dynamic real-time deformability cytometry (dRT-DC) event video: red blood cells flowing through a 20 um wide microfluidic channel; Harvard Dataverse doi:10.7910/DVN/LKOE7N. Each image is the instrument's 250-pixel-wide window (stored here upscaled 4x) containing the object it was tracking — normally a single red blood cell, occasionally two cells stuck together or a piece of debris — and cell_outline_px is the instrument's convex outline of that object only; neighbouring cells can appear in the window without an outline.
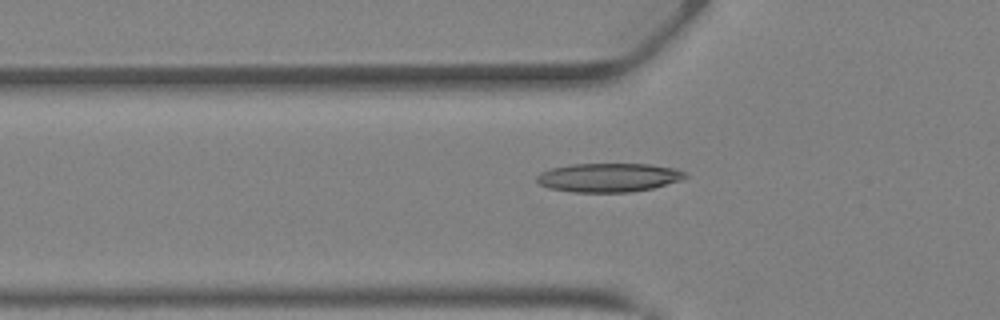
{"species": "Egyptian fruit bat (a non-hibernating species)", "species_latin": "Rousettus aegyptiacus", "temperature_condition": "warm", "stored_images_in_passage": 41, "camera_frame_rate_fps": 3000, "um_per_image_px": 0.085, "animal": {"sex": "female"}, "frame": {"image": 1, "passage_image": 15, "time_ms": 4.667, "image_size_px": [1000, 320], "cell_outline_px": [[688, 176], [680, 180], [652, 188], [632, 192], [572, 192], [548, 188], [540, 184], [536, 180], [536, 176], [540, 172], [552, 168], [572, 164], [652, 164], [676, 168], [684, 172]], "centroid_in_image_um": [51.72, 15.09], "position_along_channel_um": 74.1, "area_um2": 24.97}}
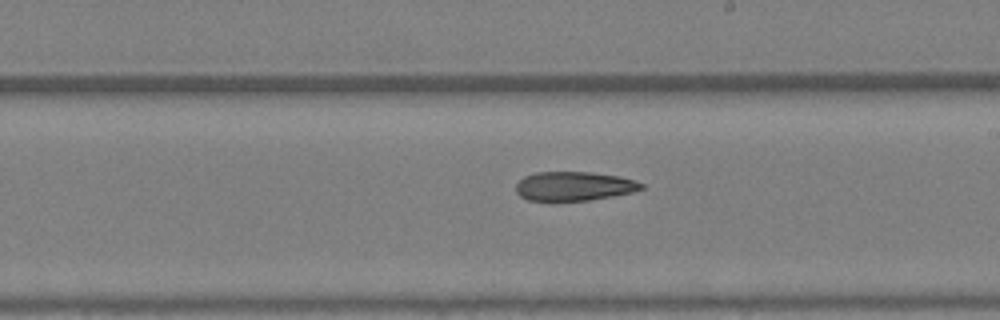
{"frame": {"image": 2, "passage_image": 25, "time_ms": 8.0, "image_size_px": [1000, 320], "cell_outline_px": [[644, 188], [632, 192], [612, 196], [588, 200], [552, 204], [528, 200], [520, 196], [516, 192], [516, 184], [524, 176], [536, 172], [592, 172], [620, 176], [636, 180], [644, 184]], "centroid_in_image_um": [48.75, 15.86], "position_along_channel_um": 240.3, "area_um2": 22.08}}
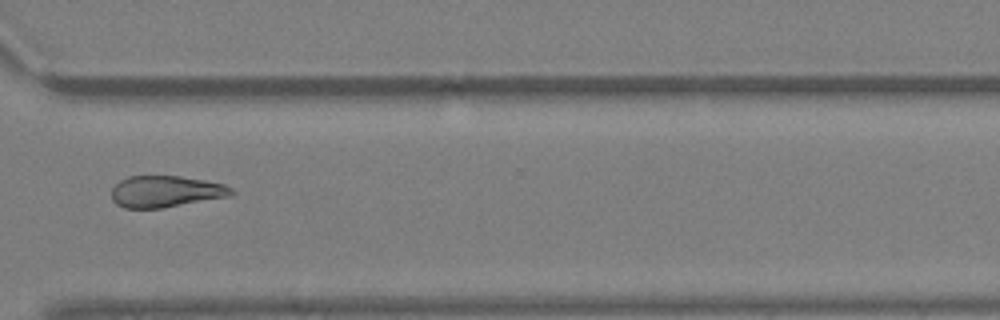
{"frame": {"image": 3, "passage_image": 32, "time_ms": 10.333, "image_size_px": [1000, 320], "cell_outline_px": [[236, 192], [232, 196], [164, 208], [124, 208], [116, 204], [112, 200], [112, 188], [120, 180], [128, 176], [180, 176], [204, 180], [224, 184], [232, 188]], "centroid_in_image_um": [14.11, 16.28], "position_along_channel_um": 356.5, "area_um2": 22.25}}